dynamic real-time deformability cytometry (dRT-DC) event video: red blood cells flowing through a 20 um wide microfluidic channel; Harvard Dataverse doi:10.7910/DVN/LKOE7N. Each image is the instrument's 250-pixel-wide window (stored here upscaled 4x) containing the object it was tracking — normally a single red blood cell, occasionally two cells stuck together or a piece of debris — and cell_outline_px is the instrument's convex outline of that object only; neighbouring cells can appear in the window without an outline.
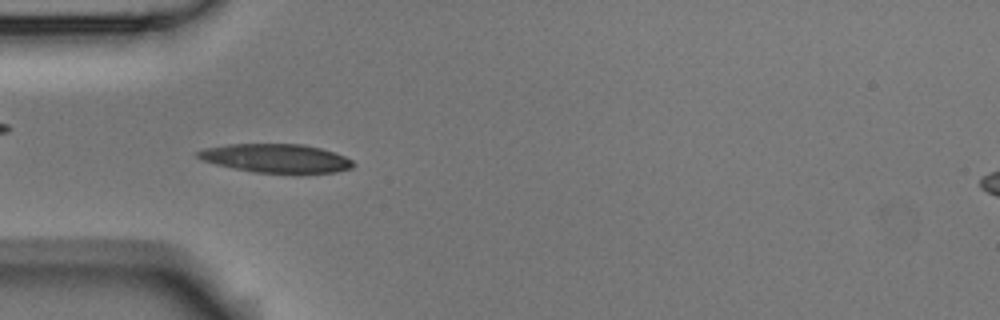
{"species": "Egyptian fruit bat (a non-hibernating species)", "species_latin": "Rousettus aegyptiacus", "temperature_condition": "room temperature", "stored_images_in_passage": 48, "camera_frame_rate_fps": 3000, "um_per_image_px": 0.085, "animal": {"sex": "male"}, "frame": {"image": 1, "passage_image": 11, "time_ms": 3.333, "image_size_px": [1000, 320], "cell_outline_px": [[356, 164], [352, 168], [336, 172], [296, 176], [256, 172], [216, 164], [204, 160], [196, 156], [196, 152], [204, 148], [228, 144], [304, 144], [320, 148], [344, 156], [352, 160]], "centroid_in_image_um": [23.55, 13.49], "position_along_channel_um": 61.5, "area_um2": 26.65}}
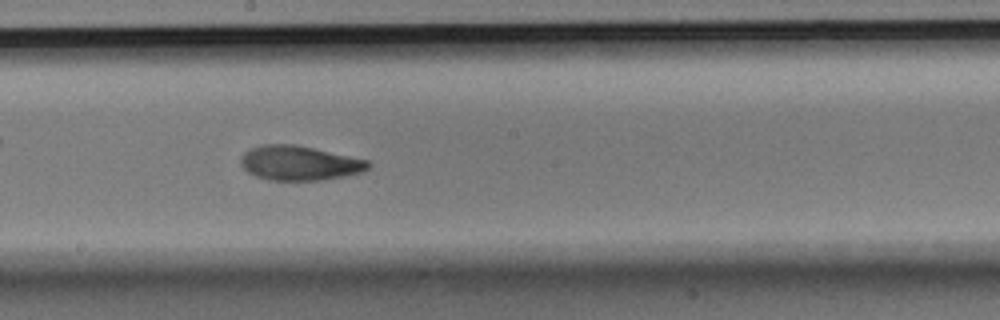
{"frame": {"image": 2, "passage_image": 24, "time_ms": 7.667, "image_size_px": [1000, 320], "cell_outline_px": [[372, 164], [364, 172], [324, 180], [268, 180], [256, 176], [248, 172], [240, 164], [240, 156], [244, 152], [260, 144], [296, 144], [368, 160]], "centroid_in_image_um": [25.45, 13.86], "position_along_channel_um": 222.8, "area_um2": 25.84}}
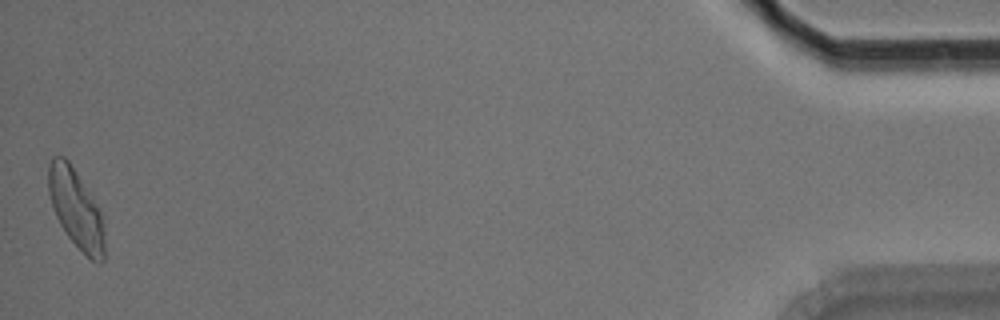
{"frame": {"image": 3, "passage_image": 48, "time_ms": 15.667, "image_size_px": [1000, 320], "cell_outline_px": [[104, 260], [100, 264], [92, 260], [68, 236], [60, 224], [56, 216], [48, 192], [48, 164], [52, 156], [64, 156], [68, 160], [100, 208], [104, 232]], "centroid_in_image_um": [6.46, 17.71], "position_along_channel_um": 428.7, "area_um2": 25.55}, "authors_computed_cell_mechanics": {"area_um2": 25.3453, "velocity_mm_per_s": 3.7438, "shape_relaxation_time_tau1_ms": 3.7646, "shape_relaxation_time_tau2_ms": 3.7097, "deformation_change_tau1": 0.1613, "deformation_change_tau2": 0.0963}}